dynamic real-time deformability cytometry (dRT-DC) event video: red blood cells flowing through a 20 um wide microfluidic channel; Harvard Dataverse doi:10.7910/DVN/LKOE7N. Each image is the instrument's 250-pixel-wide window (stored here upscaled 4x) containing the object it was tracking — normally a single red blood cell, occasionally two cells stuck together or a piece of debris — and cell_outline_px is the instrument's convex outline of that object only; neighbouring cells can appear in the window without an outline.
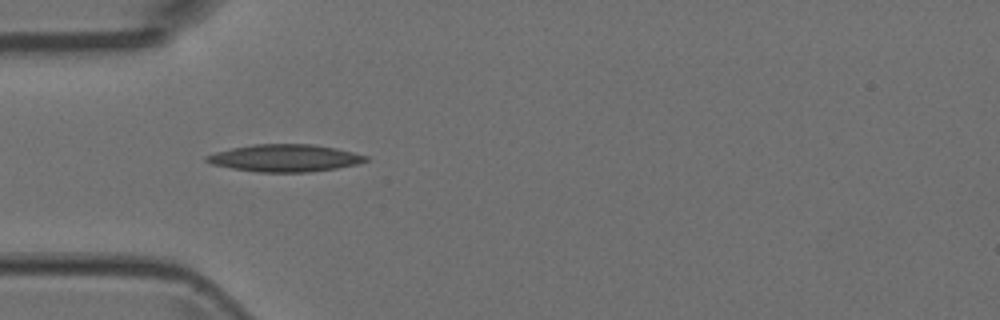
{"species": "Egyptian fruit bat (a non-hibernating species)", "species_latin": "Rousettus aegyptiacus", "temperature_condition": "room temperature", "stored_images_in_passage": 7, "camera_frame_rate_fps": 3000, "um_per_image_px": 0.085, "animal": {"sex": "female"}, "frame": {"image": 1, "passage_image": 6, "time_ms": 1.667, "image_size_px": [1000, 320], "cell_outline_px": [[368, 160], [360, 164], [336, 168], [308, 172], [260, 172], [232, 168], [212, 164], [204, 160], [204, 156], [216, 152], [232, 148], [252, 144], [312, 144], [336, 148], [368, 156]], "centroid_in_image_um": [24.22, 13.43], "position_along_channel_um": 60.8, "area_um2": 25.26}}
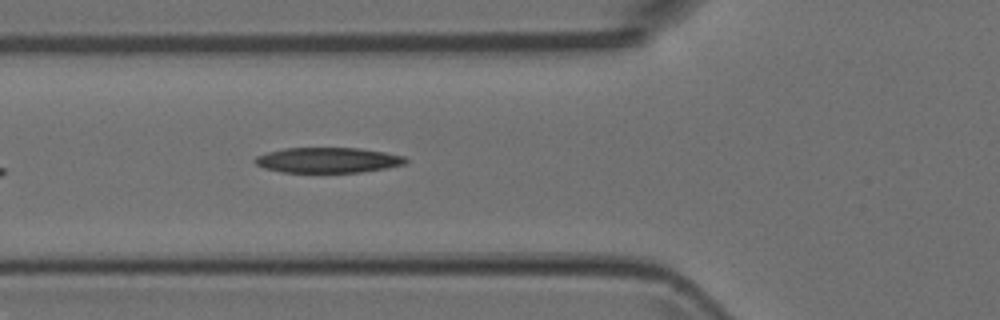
{"frame": {"image": 2, "passage_image": 7, "time_ms": 2.0, "image_size_px": [1000, 320], "cell_outline_px": [[408, 160], [404, 164], [384, 168], [360, 172], [280, 172], [264, 168], [256, 164], [252, 160], [256, 156], [268, 152], [284, 148], [360, 148], [384, 152], [404, 156]], "centroid_in_image_um": [27.83, 13.61], "position_along_channel_um": 98.0, "area_um2": 22.14}}